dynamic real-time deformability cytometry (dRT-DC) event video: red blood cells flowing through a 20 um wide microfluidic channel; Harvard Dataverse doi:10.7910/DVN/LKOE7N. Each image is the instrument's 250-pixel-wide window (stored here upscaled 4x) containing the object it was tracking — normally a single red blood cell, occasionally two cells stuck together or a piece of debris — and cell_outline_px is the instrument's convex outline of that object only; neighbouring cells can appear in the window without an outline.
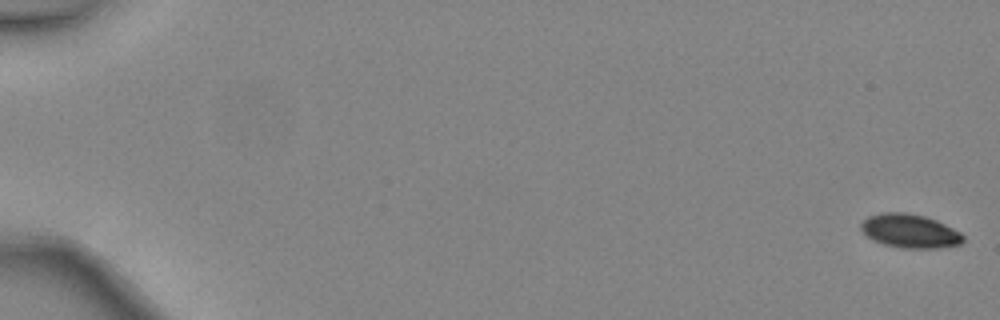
{"species": "common noctule bat (a hibernating species)", "species_latin": "Nyctalus noctula", "temperature_condition": "warm", "stored_images_in_passage": 48, "camera_frame_rate_fps": 3000, "um_per_image_px": 0.085, "animal": {"sex": "female", "body_mass_g": 24.6, "forearm_length_mm": 56.2}, "frame": {"image": 1, "passage_image": 1, "time_ms": 0.0, "image_size_px": [1000, 320], "cell_outline_px": [[964, 240], [960, 244], [936, 248], [900, 248], [884, 244], [868, 236], [860, 228], [860, 224], [868, 216], [880, 212], [904, 212], [924, 216], [936, 220], [960, 232], [964, 236]], "centroid_in_image_um": [77.34, 19.63], "position_along_channel_um": 7.7, "area_um2": 19.94}}
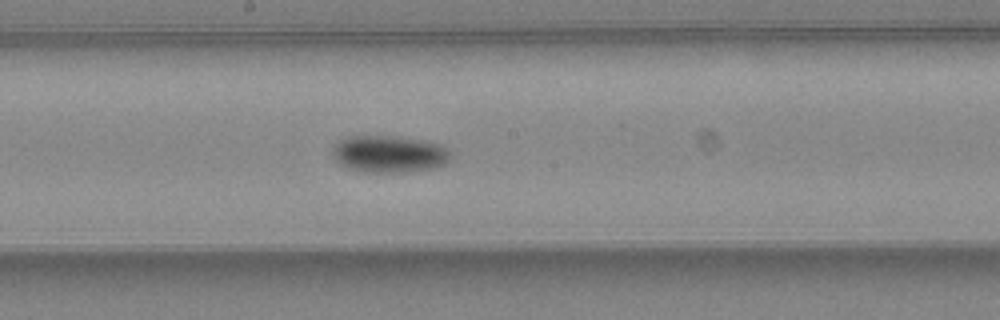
{"frame": {"image": 2, "passage_image": 28, "time_ms": 9.0, "image_size_px": [1000, 320], "cell_outline_px": [[452, 156], [444, 164], [432, 168], [404, 172], [360, 172], [348, 168], [340, 164], [332, 156], [332, 144], [348, 136], [400, 136], [424, 140], [440, 144], [448, 148], [452, 152]], "centroid_in_image_um": [33.06, 13.08], "position_along_channel_um": 215.1, "area_um2": 25.89}}
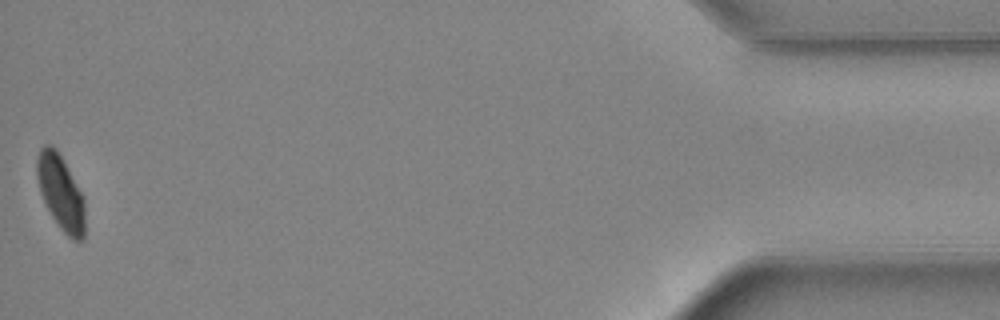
{"frame": {"image": 3, "passage_image": 48, "time_ms": 15.667, "image_size_px": [1000, 320], "cell_outline_px": [[84, 240], [72, 240], [56, 224], [40, 192], [36, 176], [36, 156], [40, 148], [44, 144], [52, 144], [56, 148], [64, 160], [84, 196]], "centroid_in_image_um": [5.15, 16.32], "position_along_channel_um": 430.0, "area_um2": 21.21}, "authors_computed_cell_mechanics": {"area_um2": 22.253, "velocity_mm_per_s": 4.4843, "shape_relaxation_time_tau1_ms": 2.4338, "shape_relaxation_time_tau2_ms": null, "deformation_change_tau1": 0.0819, "deformation_change_tau2": null}}